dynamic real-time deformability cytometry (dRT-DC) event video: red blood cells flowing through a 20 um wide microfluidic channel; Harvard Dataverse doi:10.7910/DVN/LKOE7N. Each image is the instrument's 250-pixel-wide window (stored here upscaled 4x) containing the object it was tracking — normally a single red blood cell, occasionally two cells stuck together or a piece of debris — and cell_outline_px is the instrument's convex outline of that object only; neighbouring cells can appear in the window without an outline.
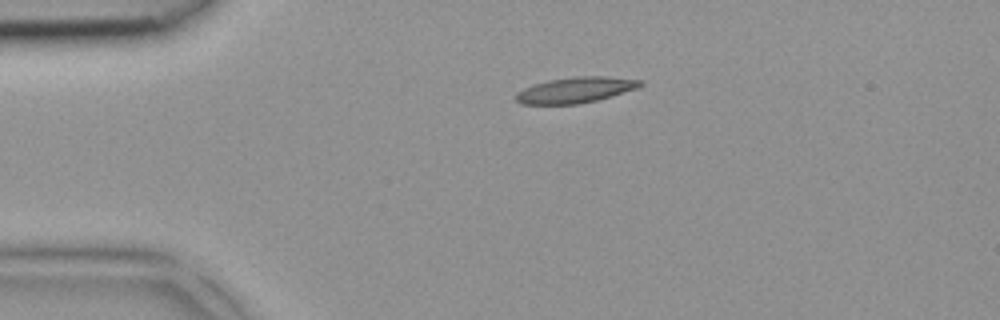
{"species": "common noctule bat (a hibernating species)", "species_latin": "Nyctalus noctula", "temperature_condition": "room temperature", "stored_images_in_passage": 2, "camera_frame_rate_fps": 3000, "um_per_image_px": 0.085, "animal": {"sex": "female", "body_mass_g": 18.4}, "frame": {"image": 1, "passage_image": 1, "time_ms": 0.0, "image_size_px": [1000, 320], "cell_outline_px": [[644, 84], [636, 88], [612, 96], [580, 104], [520, 104], [516, 100], [516, 92], [524, 88], [548, 80], [576, 76], [608, 76], [644, 80]], "centroid_in_image_um": [48.94, 7.64], "position_along_channel_um": 36.1, "area_um2": 18.67}}